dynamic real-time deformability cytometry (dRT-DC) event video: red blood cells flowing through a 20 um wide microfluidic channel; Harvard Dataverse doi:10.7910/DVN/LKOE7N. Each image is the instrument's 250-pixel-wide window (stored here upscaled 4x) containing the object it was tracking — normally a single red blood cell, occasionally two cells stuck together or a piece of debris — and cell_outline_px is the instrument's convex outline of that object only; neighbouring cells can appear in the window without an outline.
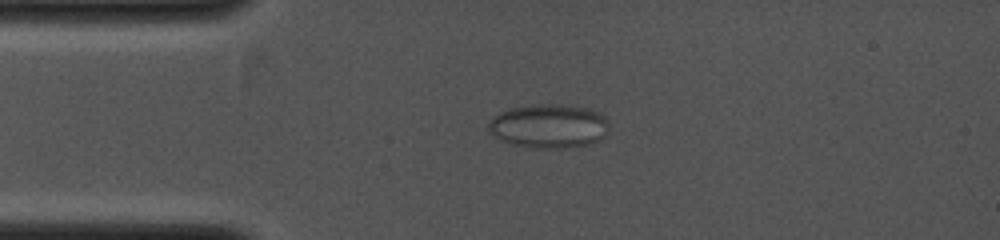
{"species": "common noctule bat (a hibernating species)", "species_latin": "Nyctalus noctula", "temperature_condition": "cold", "stored_images_in_passage": 39, "camera_frame_rate_fps": 4000, "um_per_image_px": 0.085, "animal": {"sex": "female", "body_mass_g": 19.0, "forearm_length_mm": 53.3}, "frame": {"image": 1, "passage_image": 6, "time_ms": 1.25, "image_size_px": [1000, 240], "cell_outline_px": [[608, 132], [600, 140], [588, 144], [564, 148], [532, 148], [512, 144], [500, 140], [488, 132], [488, 124], [492, 116], [500, 112], [512, 108], [540, 104], [556, 104], [588, 108], [604, 116], [608, 120]], "centroid_in_image_um": [46.64, 10.73], "position_along_channel_um": 38.4, "area_um2": 30.98}}
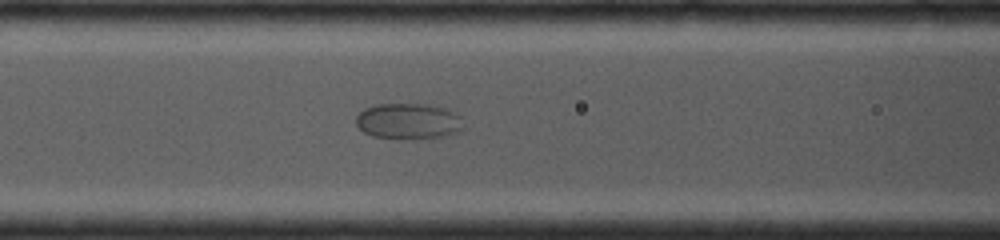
{"frame": {"image": 2, "passage_image": 14, "time_ms": 3.25, "image_size_px": [1000, 240], "cell_outline_px": [[464, 128], [456, 132], [444, 136], [396, 140], [372, 136], [364, 132], [356, 124], [356, 116], [364, 108], [376, 104], [428, 104], [448, 108], [460, 116]], "centroid_in_image_um": [34.7, 10.3], "position_along_channel_um": 131.9, "area_um2": 22.77}}
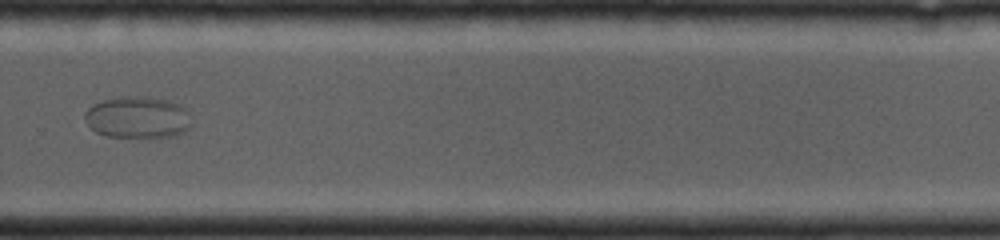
{"frame": {"image": 3, "passage_image": 27, "time_ms": 6.5, "image_size_px": [1000, 240], "cell_outline_px": [[192, 124], [184, 132], [176, 136], [104, 136], [96, 132], [84, 120], [84, 112], [92, 104], [104, 100], [120, 96], [148, 96], [168, 100], [180, 104], [188, 112]], "centroid_in_image_um": [11.7, 9.95], "position_along_channel_um": 318.1, "area_um2": 26.07}}